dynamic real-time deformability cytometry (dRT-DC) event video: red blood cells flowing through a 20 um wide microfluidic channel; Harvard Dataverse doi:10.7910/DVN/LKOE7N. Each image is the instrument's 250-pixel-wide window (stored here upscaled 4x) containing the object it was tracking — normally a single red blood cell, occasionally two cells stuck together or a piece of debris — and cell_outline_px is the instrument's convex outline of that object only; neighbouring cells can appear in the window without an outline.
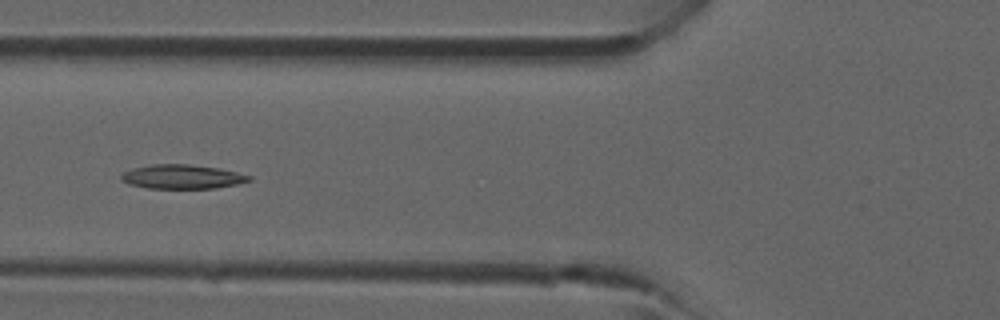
{"species": "common noctule bat (a hibernating species)", "species_latin": "Nyctalus noctula", "temperature_condition": "room temperature", "stored_images_in_passage": 5, "camera_frame_rate_fps": 3000, "um_per_image_px": 0.085, "animal": {"sex": "male", "forearm_length_mm": 52.5}, "frame": {"image": 1, "passage_image": 5, "time_ms": 4.667, "image_size_px": [1000, 320], "cell_outline_px": [[252, 180], [236, 184], [216, 188], [148, 188], [128, 184], [120, 176], [124, 172], [132, 168], [152, 164], [188, 164], [220, 168], [252, 176]], "centroid_in_image_um": [15.5, 15.01], "position_along_channel_um": 110.3, "area_um2": 17.92}}